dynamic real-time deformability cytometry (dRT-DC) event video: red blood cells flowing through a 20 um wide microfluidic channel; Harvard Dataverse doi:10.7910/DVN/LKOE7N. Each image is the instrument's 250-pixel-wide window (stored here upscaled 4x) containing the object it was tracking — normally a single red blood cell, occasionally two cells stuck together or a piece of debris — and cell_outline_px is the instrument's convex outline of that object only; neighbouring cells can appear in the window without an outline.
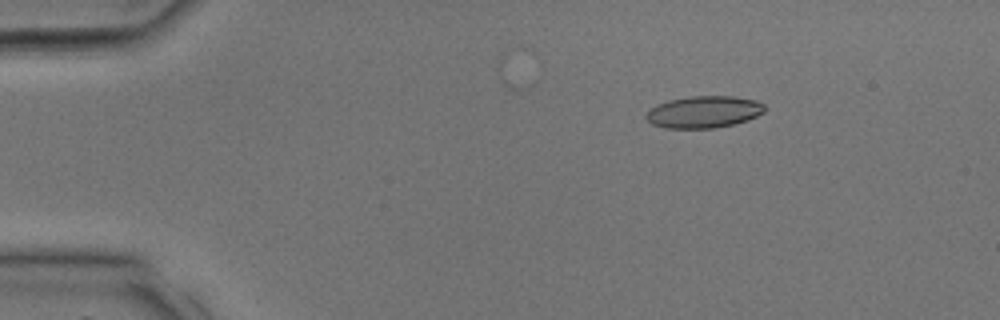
{"species": "common noctule bat (a hibernating species)", "species_latin": "Nyctalus noctula", "temperature_condition": "room temperature", "stored_images_in_passage": 28, "camera_frame_rate_fps": 3000, "um_per_image_px": 0.085, "animal": {"sex": "male", "body_mass_g": 17.9, "forearm_length_mm": 54.2}, "frame": {"image": 1, "passage_image": 1, "time_ms": 0.0, "image_size_px": [1000, 320], "cell_outline_px": [[764, 112], [748, 120], [716, 128], [664, 128], [652, 124], [644, 116], [656, 104], [668, 100], [688, 96], [732, 96], [756, 100], [764, 104]], "centroid_in_image_um": [59.81, 9.51], "position_along_channel_um": 25.2, "area_um2": 22.08}}
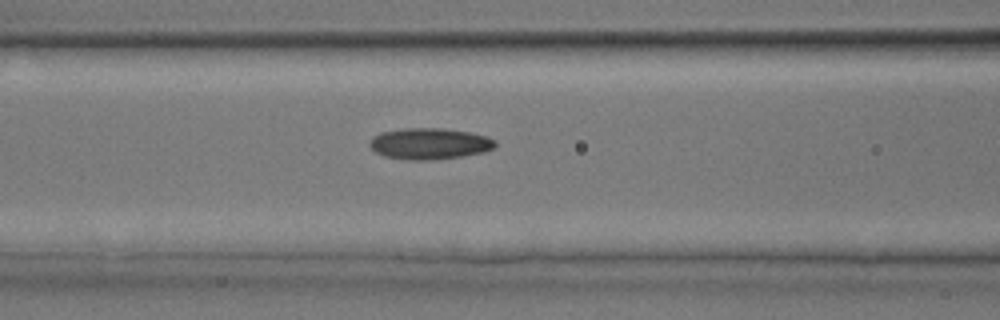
{"frame": {"image": 2, "passage_image": 10, "time_ms": 3.0, "image_size_px": [1000, 320], "cell_outline_px": [[496, 144], [492, 148], [484, 152], [460, 156], [432, 160], [404, 160], [384, 156], [376, 152], [368, 144], [372, 136], [380, 132], [404, 128], [444, 128], [468, 132], [488, 136], [496, 140]], "centroid_in_image_um": [36.48, 12.21], "position_along_channel_um": 130.1, "area_um2": 23.0}}
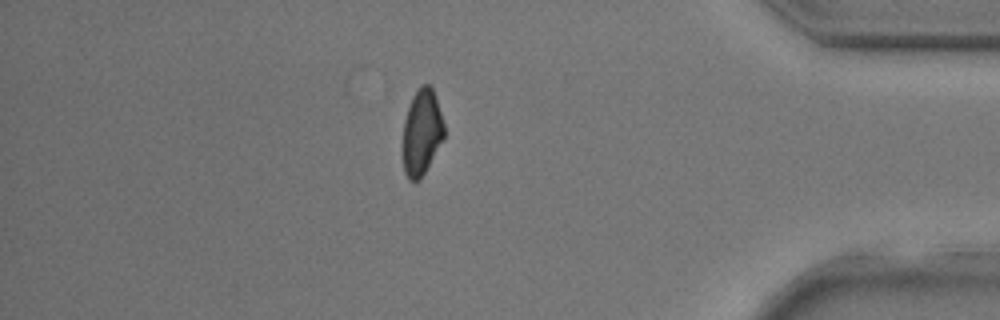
{"frame": {"image": 3, "passage_image": 25, "time_ms": 8.0, "image_size_px": [1000, 320], "cell_outline_px": [[444, 136], [420, 180], [408, 180], [404, 172], [404, 120], [412, 96], [420, 84], [428, 84], [432, 88], [444, 124]], "centroid_in_image_um": [35.84, 11.22], "position_along_channel_um": 399.4, "area_um2": 20.11}}